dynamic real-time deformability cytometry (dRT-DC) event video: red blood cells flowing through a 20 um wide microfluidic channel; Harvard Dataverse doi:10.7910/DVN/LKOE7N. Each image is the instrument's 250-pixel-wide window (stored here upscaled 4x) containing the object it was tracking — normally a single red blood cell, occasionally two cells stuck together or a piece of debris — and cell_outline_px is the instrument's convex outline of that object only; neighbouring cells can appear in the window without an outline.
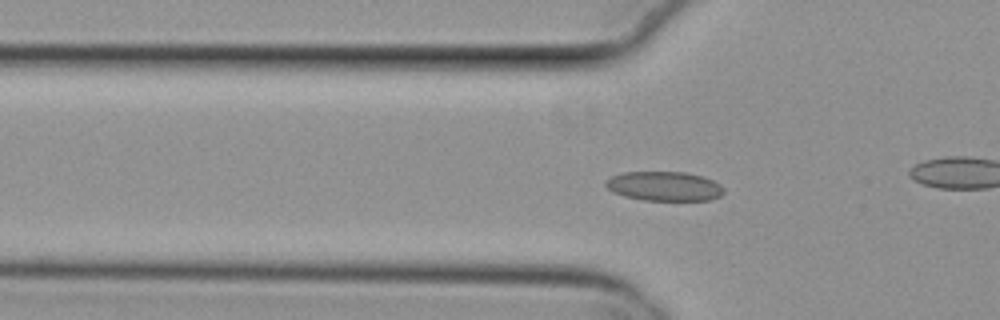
{"species": "common noctule bat (a hibernating species)", "species_latin": "Nyctalus noctula", "temperature_condition": "cold", "stored_images_in_passage": 56, "camera_frame_rate_fps": 3000, "um_per_image_px": 0.085, "animal": {"sex": "female", "body_mass_g": 29.2, "forearm_length_mm": 56.3}, "frame": {"image": 1, "passage_image": 19, "time_ms": 6.0, "image_size_px": [1000, 320], "cell_outline_px": [[724, 192], [720, 196], [712, 200], [644, 200], [624, 196], [612, 192], [604, 184], [604, 180], [612, 176], [624, 172], [684, 172], [704, 176], [720, 184], [724, 188]], "centroid_in_image_um": [56.46, 15.82], "position_along_channel_um": 69.3, "area_um2": 20.35}}
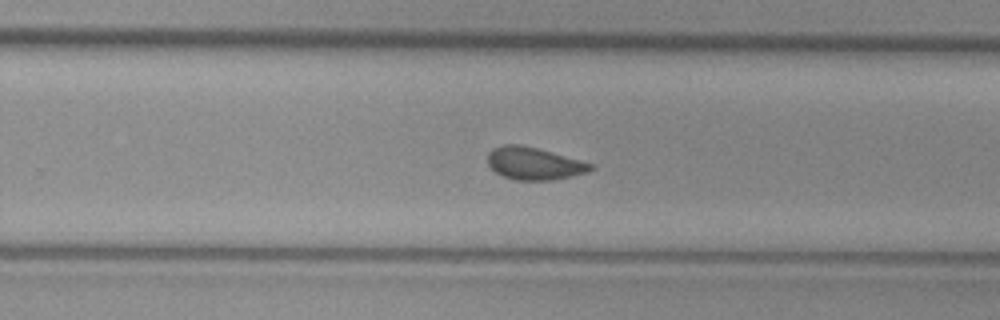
{"frame": {"image": 2, "passage_image": 36, "time_ms": 11.667, "image_size_px": [1000, 320], "cell_outline_px": [[592, 168], [588, 172], [572, 176], [552, 180], [516, 180], [504, 176], [496, 172], [488, 164], [488, 152], [492, 148], [504, 144], [520, 144], [536, 148], [592, 164]], "centroid_in_image_um": [45.34, 13.9], "position_along_channel_um": 284.5, "area_um2": 19.13}}
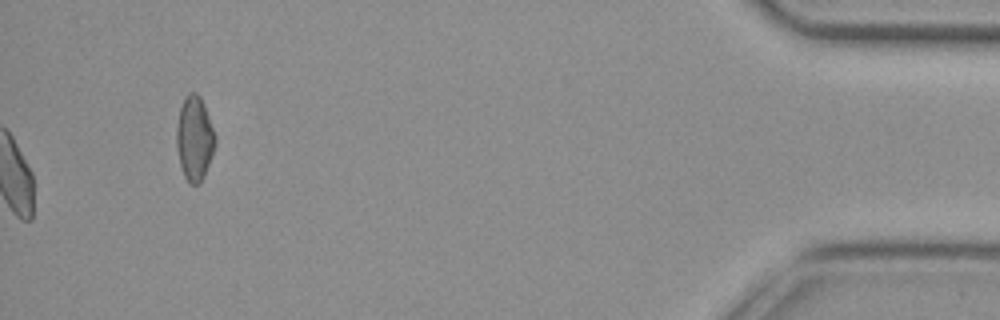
{"frame": {"image": 3, "passage_image": 56, "time_ms": 18.333, "image_size_px": [1000, 320], "cell_outline_px": [[216, 144], [204, 176], [200, 184], [188, 184], [184, 176], [180, 164], [176, 148], [176, 128], [180, 108], [184, 96], [188, 92], [196, 92], [200, 96], [204, 104], [216, 136]], "centroid_in_image_um": [16.52, 11.76], "position_along_channel_um": 418.7, "area_um2": 19.25}, "authors_computed_cell_mechanics": {"area_um2": 19.6809, "velocity_mm_per_s": 3.8042, "shape_relaxation_time_tau1_ms": null, "shape_relaxation_time_tau2_ms": 1.7392, "deformation_change_tau1": null, "deformation_change_tau2": 0.066}}